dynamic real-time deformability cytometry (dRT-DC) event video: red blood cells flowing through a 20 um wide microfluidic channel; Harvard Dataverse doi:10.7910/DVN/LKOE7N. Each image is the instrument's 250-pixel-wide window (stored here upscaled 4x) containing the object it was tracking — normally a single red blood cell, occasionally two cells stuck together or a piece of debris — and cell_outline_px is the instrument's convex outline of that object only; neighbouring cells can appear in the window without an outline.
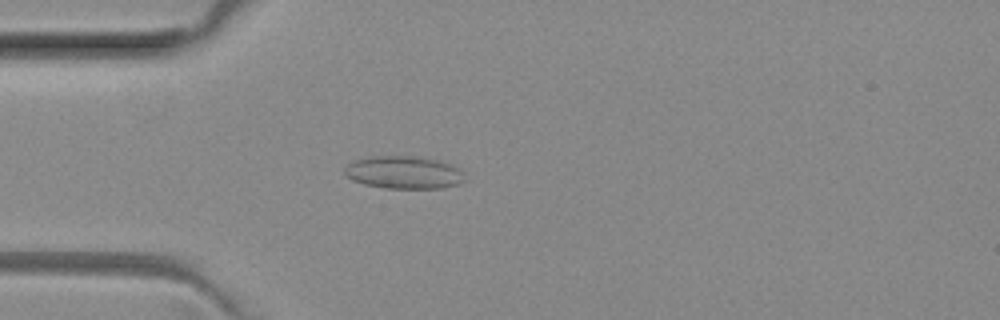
{"species": "common noctule bat (a hibernating species)", "species_latin": "Nyctalus noctula", "temperature_condition": "room temperature", "stored_images_in_passage": 4, "camera_frame_rate_fps": 3000, "um_per_image_px": 0.085, "animal": {"sex": "female", "body_mass_g": 29.2, "forearm_length_mm": 56.3}, "frame": {"image": 1, "passage_image": 4, "time_ms": 1.0, "image_size_px": [1000, 320], "cell_outline_px": [[464, 180], [460, 184], [444, 188], [384, 188], [364, 184], [352, 180], [344, 176], [344, 168], [348, 164], [356, 160], [372, 156], [416, 156], [444, 160], [452, 164], [464, 172]], "centroid_in_image_um": [34.36, 14.65], "position_along_channel_um": 50.6, "area_um2": 23.29}}